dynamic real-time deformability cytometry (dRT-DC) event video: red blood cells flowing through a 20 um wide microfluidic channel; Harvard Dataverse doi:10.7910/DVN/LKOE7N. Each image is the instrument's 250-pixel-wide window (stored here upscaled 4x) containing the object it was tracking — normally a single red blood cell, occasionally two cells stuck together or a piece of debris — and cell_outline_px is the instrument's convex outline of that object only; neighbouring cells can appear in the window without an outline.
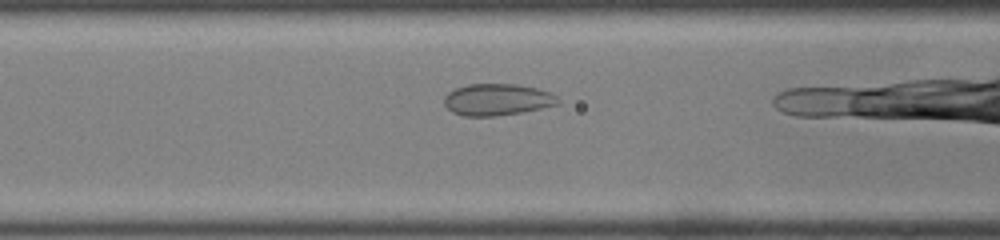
{"species": "common noctule bat (a hibernating species)", "species_latin": "Nyctalus noctula", "temperature_condition": "room temperature", "stored_images_in_passage": 21, "camera_frame_rate_fps": 3000, "um_per_image_px": 0.085, "animal": {"sex": "male", "body_mass_g": 19.0, "forearm_length_mm": 50.8}, "frame": {"image": 1, "passage_image": 7, "time_ms": 2.0, "image_size_px": [1000, 240], "cell_outline_px": [[560, 104], [520, 112], [496, 116], [464, 116], [452, 112], [444, 104], [444, 96], [448, 92], [456, 88], [468, 84], [516, 84], [536, 88], [552, 92], [560, 100]], "centroid_in_image_um": [42.27, 8.46], "position_along_channel_um": 124.3, "area_um2": 21.04}}
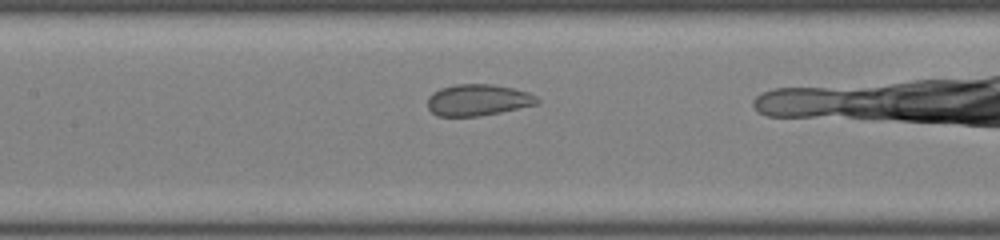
{"frame": {"image": 2, "passage_image": 10, "time_ms": 3.0, "image_size_px": [1000, 240], "cell_outline_px": [[540, 100], [536, 104], [500, 112], [480, 116], [436, 116], [428, 108], [428, 96], [432, 92], [440, 88], [456, 84], [492, 84], [512, 88], [528, 92], [536, 96]], "centroid_in_image_um": [40.59, 8.5], "position_along_channel_um": 166.8, "area_um2": 20.06}}
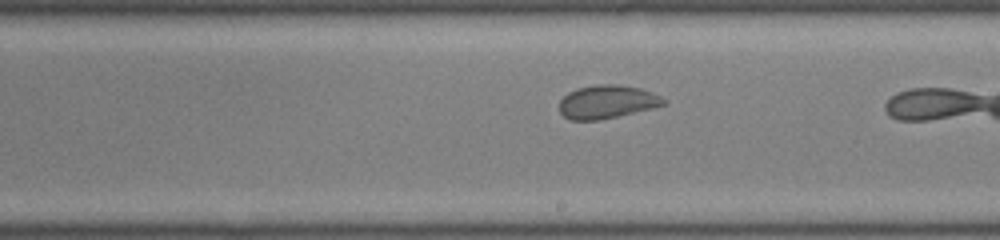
{"frame": {"image": 3, "passage_image": 15, "time_ms": 4.667, "image_size_px": [1000, 240], "cell_outline_px": [[668, 100], [664, 104], [652, 108], [616, 116], [596, 120], [568, 120], [560, 112], [560, 100], [568, 92], [576, 88], [600, 84], [616, 84], [640, 88], [652, 92]], "centroid_in_image_um": [51.58, 8.65], "position_along_channel_um": 237.4, "area_um2": 20.11}}